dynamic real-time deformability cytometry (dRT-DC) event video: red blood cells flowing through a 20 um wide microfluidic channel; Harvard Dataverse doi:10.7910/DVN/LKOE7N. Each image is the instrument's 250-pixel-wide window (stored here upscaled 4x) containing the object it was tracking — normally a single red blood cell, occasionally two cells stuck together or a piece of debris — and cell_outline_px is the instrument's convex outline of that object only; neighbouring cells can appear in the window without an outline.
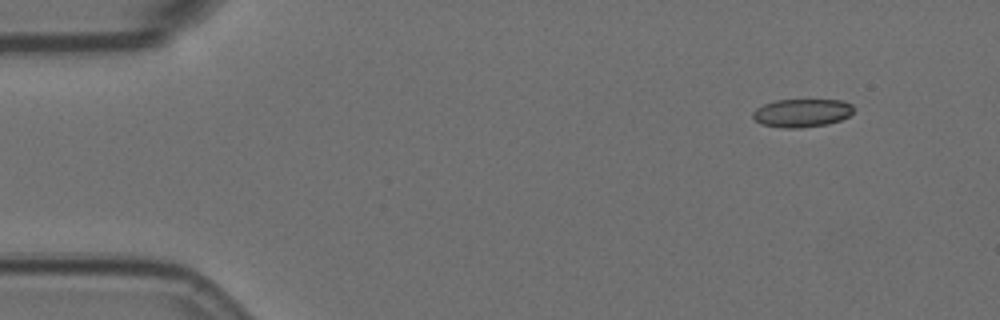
{"species": "Egyptian fruit bat (a non-hibernating species)", "species_latin": "Rousettus aegyptiacus", "temperature_condition": "room temperature", "stored_images_in_passage": 9, "camera_frame_rate_fps": 3000, "um_per_image_px": 0.085, "animal": {"sex": "female"}, "frame": {"image": 1, "passage_image": 1, "time_ms": 0.0, "image_size_px": [1000, 320], "cell_outline_px": [[856, 108], [848, 116], [840, 120], [828, 124], [800, 128], [780, 128], [760, 124], [752, 116], [752, 112], [756, 108], [764, 104], [776, 100], [844, 100], [852, 104]], "centroid_in_image_um": [68.17, 9.6], "position_along_channel_um": 16.8, "area_um2": 16.76}}
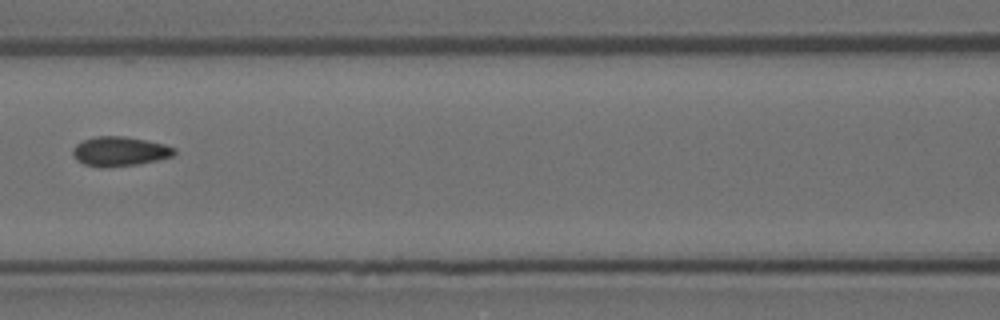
{"frame": {"image": 2, "passage_image": 6, "time_ms": 1.667, "image_size_px": [1000, 320], "cell_outline_px": [[176, 152], [172, 156], [156, 160], [136, 164], [100, 168], [84, 164], [76, 160], [72, 152], [72, 148], [76, 144], [84, 140], [96, 136], [124, 136], [164, 144], [176, 148]], "centroid_in_image_um": [10.14, 12.86], "position_along_channel_um": 156.5, "area_um2": 17.34}}
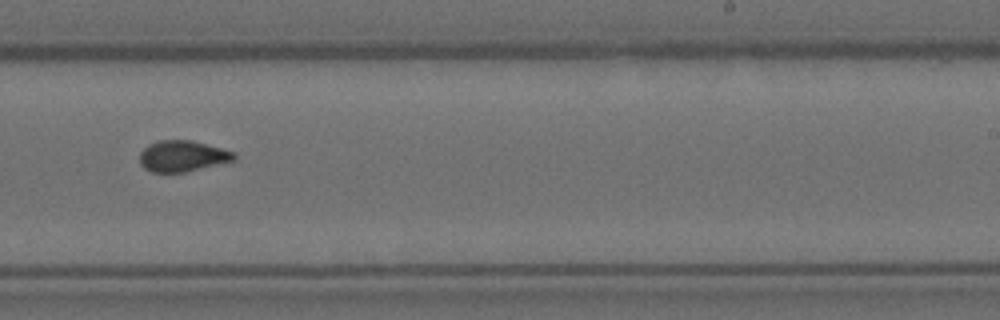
{"frame": {"image": 3, "passage_image": 9, "time_ms": 2.667, "image_size_px": [1000, 320], "cell_outline_px": [[236, 160], [184, 172], [152, 172], [144, 168], [140, 164], [140, 152], [148, 144], [160, 140], [192, 140], [220, 148], [232, 152], [236, 156]], "centroid_in_image_um": [15.48, 13.26], "position_along_channel_um": 273.5, "area_um2": 16.94}}